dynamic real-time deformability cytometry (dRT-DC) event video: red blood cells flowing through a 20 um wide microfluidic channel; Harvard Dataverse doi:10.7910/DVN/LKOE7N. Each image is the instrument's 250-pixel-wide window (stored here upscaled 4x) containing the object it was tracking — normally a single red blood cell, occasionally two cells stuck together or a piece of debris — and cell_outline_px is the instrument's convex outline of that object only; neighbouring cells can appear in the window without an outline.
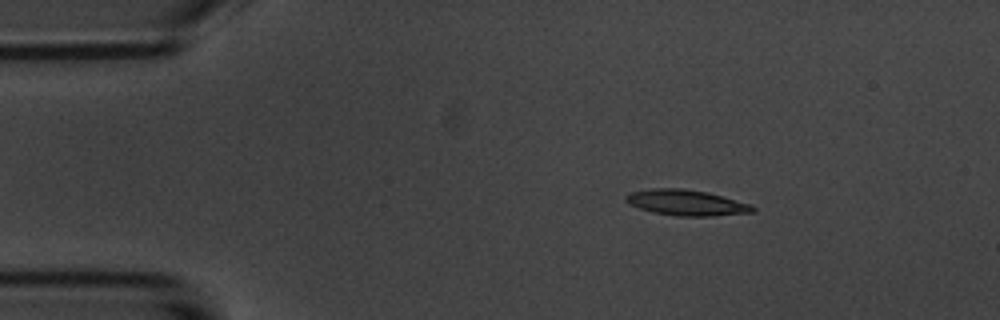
{"species": "common noctule bat (a hibernating species)", "species_latin": "Nyctalus noctula", "temperature_condition": "room temperature", "stored_images_in_passage": 3, "camera_frame_rate_fps": 3000, "um_per_image_px": 0.085, "animal": {"sex": "male", "body_mass_g": 20.1, "forearm_length_mm": 53.5}, "frame": {"image": 1, "passage_image": 2, "time_ms": 1.333, "image_size_px": [1000, 320], "cell_outline_px": [[756, 212], [712, 216], [676, 216], [652, 212], [628, 204], [624, 200], [624, 196], [632, 192], [652, 188], [684, 188], [708, 192], [752, 204], [756, 208]], "centroid_in_image_um": [58.36, 17.22], "position_along_channel_um": 26.6, "area_um2": 19.25}}